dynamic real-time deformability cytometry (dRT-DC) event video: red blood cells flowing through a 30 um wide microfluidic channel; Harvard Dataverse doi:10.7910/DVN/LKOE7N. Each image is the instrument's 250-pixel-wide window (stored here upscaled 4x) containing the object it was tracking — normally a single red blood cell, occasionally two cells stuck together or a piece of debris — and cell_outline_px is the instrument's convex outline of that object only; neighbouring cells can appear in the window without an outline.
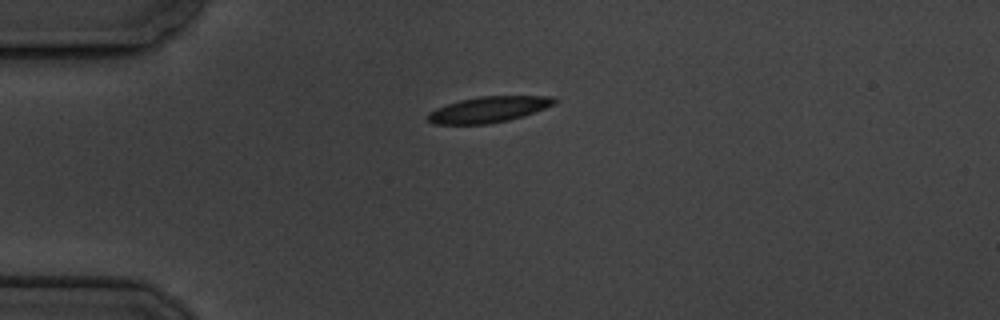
{"species": "common noctule bat (a hibernating species)", "species_latin": "Nyctalus noctula", "temperature_condition": "cold", "stored_images_in_passage": 2, "camera_frame_rate_fps": 3000, "um_per_image_px": 0.085, "animal": {"sex": "male", "body_mass_g": 19.5, "forearm_length_mm": 54.6}, "frame": {"image": 1, "passage_image": 1, "time_ms": 0.0, "image_size_px": [1000, 320], "cell_outline_px": [[560, 100], [556, 104], [524, 116], [508, 120], [488, 124], [432, 124], [424, 116], [428, 112], [436, 108], [460, 100], [480, 96], [556, 96]], "centroid_in_image_um": [41.56, 9.3], "position_along_channel_um": 43.4, "area_um2": 19.36}}